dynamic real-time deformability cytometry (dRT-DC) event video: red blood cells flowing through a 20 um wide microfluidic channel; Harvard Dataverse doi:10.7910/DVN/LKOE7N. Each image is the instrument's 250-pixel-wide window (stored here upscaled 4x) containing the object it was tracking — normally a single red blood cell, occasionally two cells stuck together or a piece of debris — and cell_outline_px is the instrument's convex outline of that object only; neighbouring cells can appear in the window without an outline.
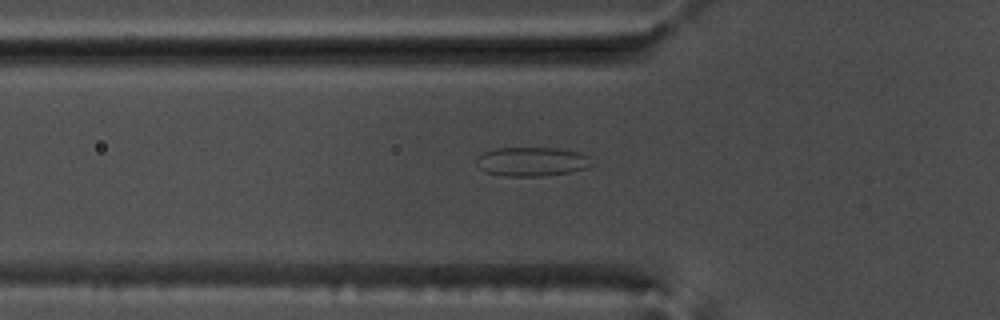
{"species": "common noctule bat (a hibernating species)", "species_latin": "Nyctalus noctula", "temperature_condition": "warm", "stored_images_in_passage": 55, "camera_frame_rate_fps": 3000, "um_per_image_px": 0.085, "animal": {"sex": "male", "body_mass_g": 17.5, "forearm_length_mm": 52.3}, "frame": {"image": 1, "passage_image": 19, "time_ms": 6.0, "image_size_px": [1000, 320], "cell_outline_px": [[592, 164], [584, 168], [572, 172], [540, 176], [508, 176], [484, 172], [476, 164], [476, 160], [484, 152], [496, 148], [556, 148], [580, 152], [588, 156]], "centroid_in_image_um": [45.2, 13.73], "position_along_channel_um": 80.6, "area_um2": 19.42}}
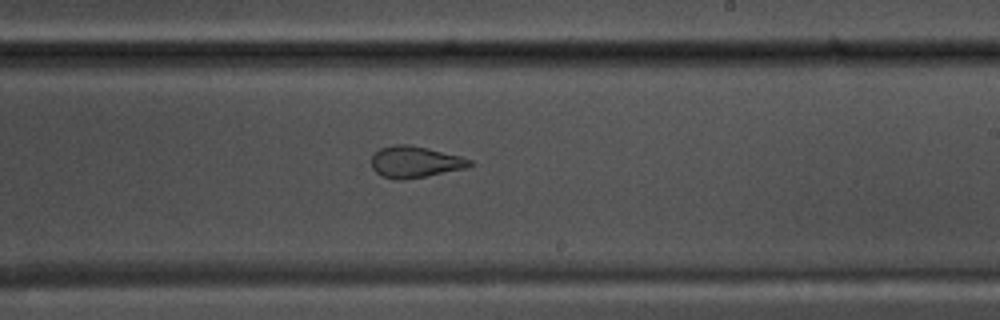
{"frame": {"image": 2, "passage_image": 33, "time_ms": 10.667, "image_size_px": [1000, 320], "cell_outline_px": [[476, 164], [464, 168], [404, 180], [396, 180], [380, 176], [372, 168], [372, 156], [380, 148], [396, 144], [408, 144], [428, 148], [460, 156], [472, 160]], "centroid_in_image_um": [35.27, 13.76], "position_along_channel_um": 253.7, "area_um2": 17.98}}
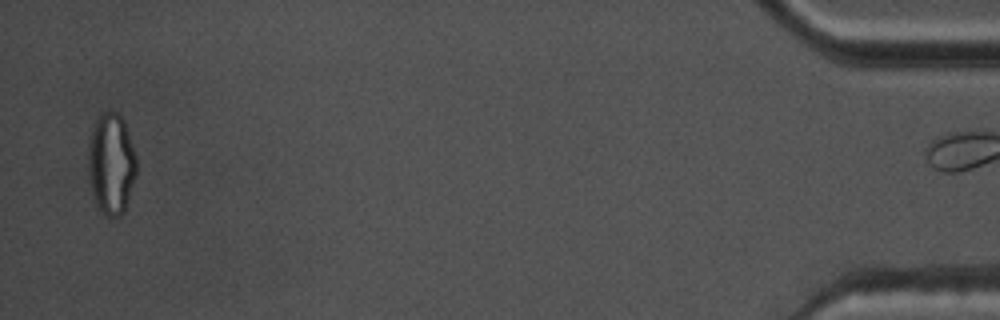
{"frame": {"image": 3, "passage_image": 54, "time_ms": 17.667, "image_size_px": [1000, 320], "cell_outline_px": [[136, 176], [124, 212], [120, 216], [108, 216], [96, 204], [92, 188], [88, 168], [88, 140], [92, 128], [96, 120], [104, 112], [120, 112], [124, 120], [136, 156]], "centroid_in_image_um": [9.46, 13.88], "position_along_channel_um": 425.7, "area_um2": 28.32}, "authors_computed_cell_mechanics": {"area_um2": 22.7732, "velocity_mm_per_s": 3.7071, "shape_relaxation_time_tau1_ms": null, "shape_relaxation_time_tau2_ms": 1.0263, "deformation_change_tau1": null, "deformation_change_tau2": 0.0761}}